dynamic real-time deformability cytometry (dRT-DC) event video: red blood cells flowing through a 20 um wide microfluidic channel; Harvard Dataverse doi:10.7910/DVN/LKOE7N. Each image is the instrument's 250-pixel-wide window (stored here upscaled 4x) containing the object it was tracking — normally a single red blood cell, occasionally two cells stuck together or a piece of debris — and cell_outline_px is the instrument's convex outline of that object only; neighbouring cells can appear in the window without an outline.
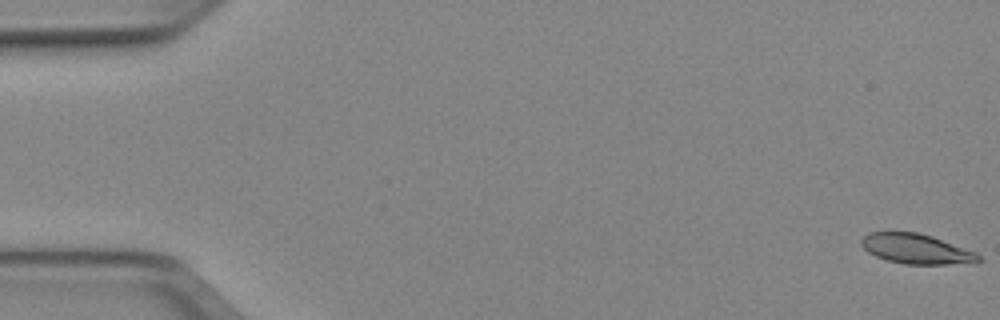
{"species": "Egyptian fruit bat (a non-hibernating species)", "species_latin": "Rousettus aegyptiacus", "temperature_condition": "cold", "stored_images_in_passage": 52, "camera_frame_rate_fps": 3000, "um_per_image_px": 0.085, "animal": {"sex": "female"}, "frame": {"image": 1, "passage_image": 1, "time_ms": 0.0, "image_size_px": [1000, 320], "cell_outline_px": [[980, 260], [948, 264], [904, 264], [888, 260], [876, 256], [868, 252], [860, 244], [860, 240], [868, 232], [916, 232], [932, 236], [976, 252], [980, 256]], "centroid_in_image_um": [77.82, 21.14], "position_along_channel_um": 7.2, "area_um2": 20.11}}
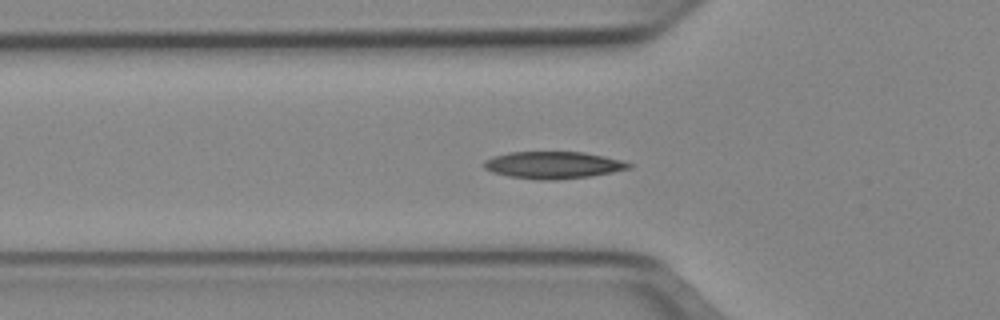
{"frame": {"image": 2, "passage_image": 18, "time_ms": 5.667, "image_size_px": [1000, 320], "cell_outline_px": [[632, 168], [592, 176], [556, 180], [540, 180], [508, 176], [492, 172], [484, 168], [484, 160], [492, 156], [508, 152], [584, 152], [604, 156], [620, 160], [632, 164]], "centroid_in_image_um": [47.01, 14.03], "position_along_channel_um": 78.8, "area_um2": 22.95}}
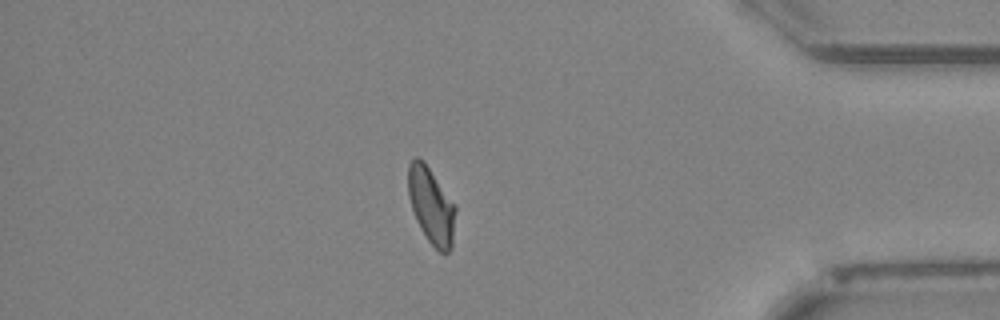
{"frame": {"image": 3, "passage_image": 45, "time_ms": 14.667, "image_size_px": [1000, 320], "cell_outline_px": [[456, 212], [452, 248], [448, 252], [440, 252], [428, 240], [420, 228], [416, 220], [408, 196], [408, 164], [416, 156], [424, 160], [456, 204]], "centroid_in_image_um": [36.67, 17.45], "position_along_channel_um": 398.5, "area_um2": 21.33}, "authors_computed_cell_mechanics": {"area_um2": 21.2126, "velocity_mm_per_s": 3.9223, "shape_relaxation_time_tau1_ms": 6.4756, "shape_relaxation_time_tau2_ms": 2.8161, "deformation_change_tau1": 0.1766, "deformation_change_tau2": 0.0749}}